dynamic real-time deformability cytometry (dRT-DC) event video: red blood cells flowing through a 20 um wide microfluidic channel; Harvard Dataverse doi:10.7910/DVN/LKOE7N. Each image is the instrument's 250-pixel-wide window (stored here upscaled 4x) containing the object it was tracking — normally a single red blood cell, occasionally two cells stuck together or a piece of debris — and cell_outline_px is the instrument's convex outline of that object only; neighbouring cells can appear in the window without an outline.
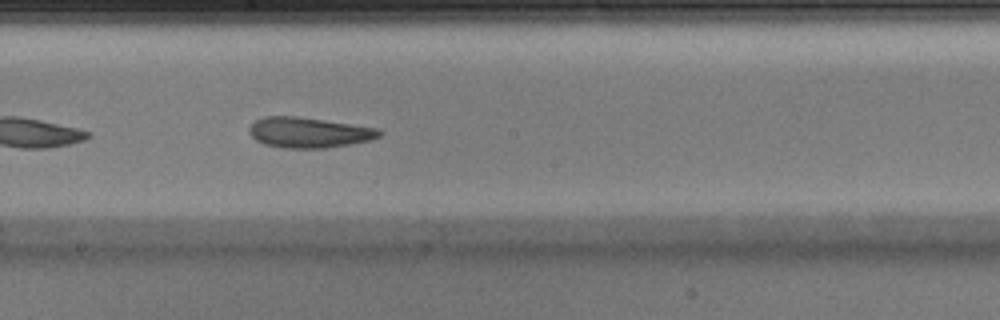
{"species": "Egyptian fruit bat (a non-hibernating species)", "species_latin": "Rousettus aegyptiacus", "temperature_condition": "warm", "stored_images_in_passage": 22, "camera_frame_rate_fps": 3000, "um_per_image_px": 0.085, "animal": {"sex": "male"}, "frame": {"image": 1, "passage_image": 13, "time_ms": 4.0, "image_size_px": [1000, 320], "cell_outline_px": [[384, 132], [380, 136], [368, 140], [348, 144], [324, 148], [284, 148], [264, 144], [256, 140], [248, 132], [248, 128], [256, 120], [264, 116], [300, 116], [376, 128]], "centroid_in_image_um": [26.21, 11.25], "position_along_channel_um": 222.0, "area_um2": 22.95}}
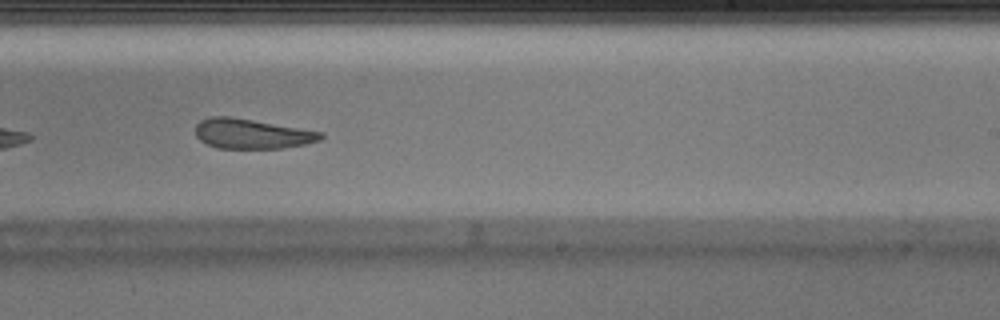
{"frame": {"image": 2, "passage_image": 16, "time_ms": 5.0, "image_size_px": [1000, 320], "cell_outline_px": [[324, 136], [320, 140], [304, 144], [284, 148], [220, 148], [208, 144], [200, 140], [196, 136], [196, 124], [200, 120], [208, 116], [228, 116], [324, 132]], "centroid_in_image_um": [21.4, 11.36], "position_along_channel_um": 267.6, "area_um2": 21.68}}